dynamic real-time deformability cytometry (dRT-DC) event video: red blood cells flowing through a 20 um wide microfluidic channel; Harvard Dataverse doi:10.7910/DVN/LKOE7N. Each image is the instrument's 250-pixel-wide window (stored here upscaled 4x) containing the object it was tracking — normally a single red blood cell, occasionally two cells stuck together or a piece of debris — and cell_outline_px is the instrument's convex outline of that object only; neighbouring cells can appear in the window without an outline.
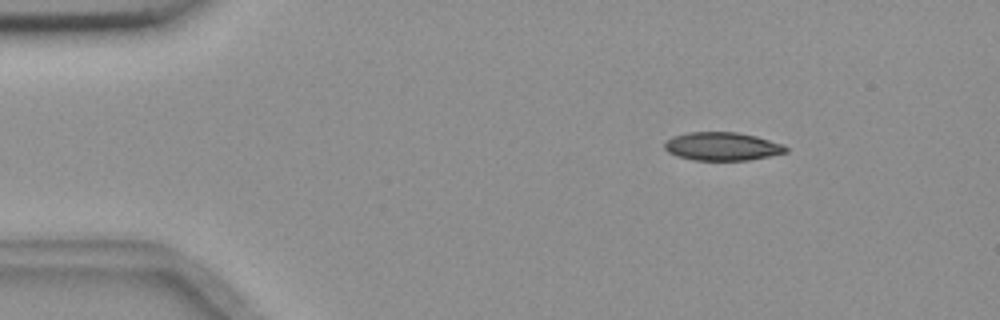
{"species": "common noctule bat (a hibernating species)", "species_latin": "Nyctalus noctula", "temperature_condition": "room temperature", "stored_images_in_passage": 49, "camera_frame_rate_fps": 3000, "um_per_image_px": 0.085, "animal": {"sex": "female", "body_mass_g": 18.4}, "frame": {"image": 1, "passage_image": 2, "time_ms": 0.333, "image_size_px": [1000, 320], "cell_outline_px": [[788, 152], [748, 160], [692, 160], [676, 156], [668, 152], [664, 148], [664, 144], [672, 136], [688, 132], [736, 132], [756, 136], [784, 144], [788, 148]], "centroid_in_image_um": [61.38, 12.44], "position_along_channel_um": 23.6, "area_um2": 20.06}}
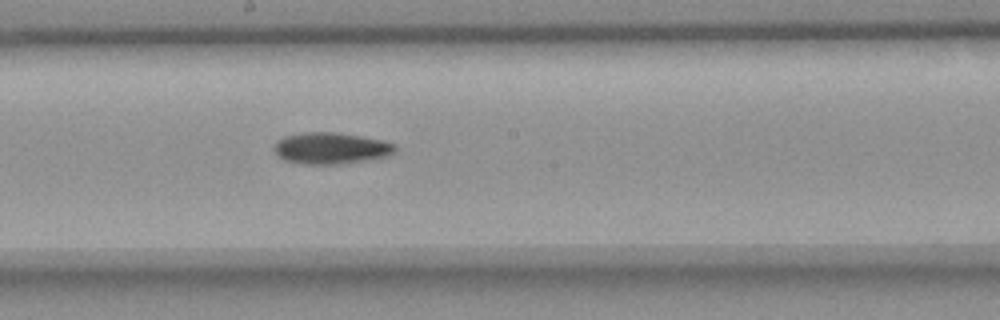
{"frame": {"image": 2, "passage_image": 24, "time_ms": 7.667, "image_size_px": [1000, 320], "cell_outline_px": [[396, 148], [388, 156], [368, 160], [340, 164], [304, 164], [284, 160], [276, 152], [276, 144], [284, 136], [304, 132], [336, 132], [384, 140], [396, 144]], "centroid_in_image_um": [28.18, 12.6], "position_along_channel_um": 220.0, "area_um2": 22.02}}
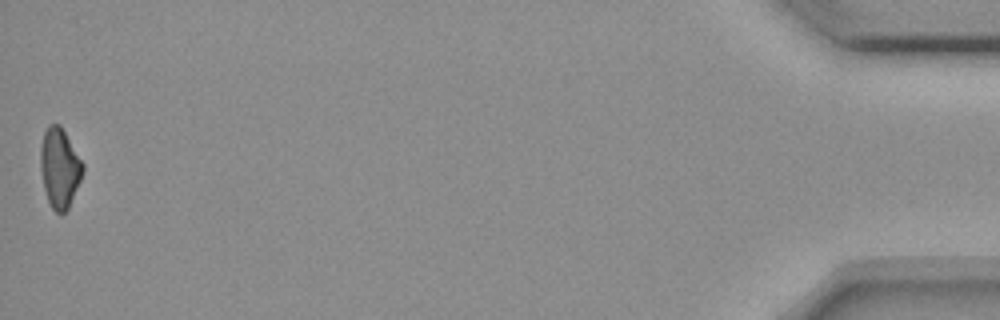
{"frame": {"image": 3, "passage_image": 49, "time_ms": 16.0, "image_size_px": [1000, 320], "cell_outline_px": [[84, 168], [80, 180], [68, 208], [60, 216], [52, 208], [48, 200], [44, 188], [40, 168], [40, 148], [44, 132], [48, 124], [60, 124], [84, 164]], "centroid_in_image_um": [5.06, 14.26], "position_along_channel_um": 430.1, "area_um2": 19.54}, "authors_computed_cell_mechanics": {"area_um2": 21.1548, "velocity_mm_per_s": 3.6783, "shape_relaxation_time_tau1_ms": 8.6297, "shape_relaxation_time_tau2_ms": null, "deformation_change_tau1": 0.1598, "deformation_change_tau2": null}}